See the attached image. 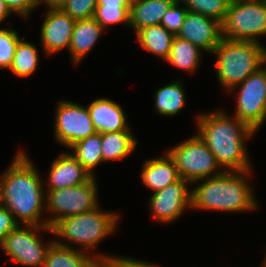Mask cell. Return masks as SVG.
<instances>
[{
	"mask_svg": "<svg viewBox=\"0 0 266 267\" xmlns=\"http://www.w3.org/2000/svg\"><path fill=\"white\" fill-rule=\"evenodd\" d=\"M3 206L2 197H1V191H0V208Z\"/></svg>",
	"mask_w": 266,
	"mask_h": 267,
	"instance_id": "8d00e7d4",
	"label": "cell"
},
{
	"mask_svg": "<svg viewBox=\"0 0 266 267\" xmlns=\"http://www.w3.org/2000/svg\"><path fill=\"white\" fill-rule=\"evenodd\" d=\"M213 53L217 55L218 81L226 91L240 85L252 73L266 65V48L257 42L222 38Z\"/></svg>",
	"mask_w": 266,
	"mask_h": 267,
	"instance_id": "277c9868",
	"label": "cell"
},
{
	"mask_svg": "<svg viewBox=\"0 0 266 267\" xmlns=\"http://www.w3.org/2000/svg\"><path fill=\"white\" fill-rule=\"evenodd\" d=\"M238 87L234 116L246 123L255 132L266 120V66L252 73Z\"/></svg>",
	"mask_w": 266,
	"mask_h": 267,
	"instance_id": "30bf717a",
	"label": "cell"
},
{
	"mask_svg": "<svg viewBox=\"0 0 266 267\" xmlns=\"http://www.w3.org/2000/svg\"><path fill=\"white\" fill-rule=\"evenodd\" d=\"M196 120L197 134L223 170H251L245 141L256 133L253 129L221 110L201 113Z\"/></svg>",
	"mask_w": 266,
	"mask_h": 267,
	"instance_id": "7a4b0ae2",
	"label": "cell"
},
{
	"mask_svg": "<svg viewBox=\"0 0 266 267\" xmlns=\"http://www.w3.org/2000/svg\"><path fill=\"white\" fill-rule=\"evenodd\" d=\"M188 185H191L188 180L180 178L152 194L149 207L156 221L170 223L179 218L185 209L191 208V190Z\"/></svg>",
	"mask_w": 266,
	"mask_h": 267,
	"instance_id": "7c38bea8",
	"label": "cell"
},
{
	"mask_svg": "<svg viewBox=\"0 0 266 267\" xmlns=\"http://www.w3.org/2000/svg\"><path fill=\"white\" fill-rule=\"evenodd\" d=\"M135 34L140 47L163 60L168 59L175 36L172 32L160 24L144 27Z\"/></svg>",
	"mask_w": 266,
	"mask_h": 267,
	"instance_id": "44dd1931",
	"label": "cell"
},
{
	"mask_svg": "<svg viewBox=\"0 0 266 267\" xmlns=\"http://www.w3.org/2000/svg\"><path fill=\"white\" fill-rule=\"evenodd\" d=\"M222 37L257 42L266 34V0H231L221 23Z\"/></svg>",
	"mask_w": 266,
	"mask_h": 267,
	"instance_id": "8992f818",
	"label": "cell"
},
{
	"mask_svg": "<svg viewBox=\"0 0 266 267\" xmlns=\"http://www.w3.org/2000/svg\"><path fill=\"white\" fill-rule=\"evenodd\" d=\"M175 0H136L130 5V25L135 33L147 26L160 25Z\"/></svg>",
	"mask_w": 266,
	"mask_h": 267,
	"instance_id": "ffe728a7",
	"label": "cell"
},
{
	"mask_svg": "<svg viewBox=\"0 0 266 267\" xmlns=\"http://www.w3.org/2000/svg\"><path fill=\"white\" fill-rule=\"evenodd\" d=\"M97 0H67L62 10L75 21L94 17Z\"/></svg>",
	"mask_w": 266,
	"mask_h": 267,
	"instance_id": "f546056e",
	"label": "cell"
},
{
	"mask_svg": "<svg viewBox=\"0 0 266 267\" xmlns=\"http://www.w3.org/2000/svg\"><path fill=\"white\" fill-rule=\"evenodd\" d=\"M18 225L19 223L16 221L12 213L2 206L0 208V244Z\"/></svg>",
	"mask_w": 266,
	"mask_h": 267,
	"instance_id": "836d02e7",
	"label": "cell"
},
{
	"mask_svg": "<svg viewBox=\"0 0 266 267\" xmlns=\"http://www.w3.org/2000/svg\"><path fill=\"white\" fill-rule=\"evenodd\" d=\"M176 36L212 53L223 38L222 25L216 19L188 11Z\"/></svg>",
	"mask_w": 266,
	"mask_h": 267,
	"instance_id": "4fadbf2b",
	"label": "cell"
},
{
	"mask_svg": "<svg viewBox=\"0 0 266 267\" xmlns=\"http://www.w3.org/2000/svg\"><path fill=\"white\" fill-rule=\"evenodd\" d=\"M10 28H0V68H10L18 42L22 39Z\"/></svg>",
	"mask_w": 266,
	"mask_h": 267,
	"instance_id": "f1b7e54d",
	"label": "cell"
},
{
	"mask_svg": "<svg viewBox=\"0 0 266 267\" xmlns=\"http://www.w3.org/2000/svg\"><path fill=\"white\" fill-rule=\"evenodd\" d=\"M250 171H224L218 176L202 179V182L196 181L200 184L191 190V208L221 212L255 210L258 201L248 183Z\"/></svg>",
	"mask_w": 266,
	"mask_h": 267,
	"instance_id": "3957f363",
	"label": "cell"
},
{
	"mask_svg": "<svg viewBox=\"0 0 266 267\" xmlns=\"http://www.w3.org/2000/svg\"><path fill=\"white\" fill-rule=\"evenodd\" d=\"M69 149L91 177H95L93 170L103 162L101 134L96 132L76 142Z\"/></svg>",
	"mask_w": 266,
	"mask_h": 267,
	"instance_id": "603a6c76",
	"label": "cell"
},
{
	"mask_svg": "<svg viewBox=\"0 0 266 267\" xmlns=\"http://www.w3.org/2000/svg\"><path fill=\"white\" fill-rule=\"evenodd\" d=\"M180 6L181 2L179 0H175L170 8L167 9V12L163 15L161 20V25L174 35H177L180 31L184 18L188 12L186 7Z\"/></svg>",
	"mask_w": 266,
	"mask_h": 267,
	"instance_id": "4dcf8cb0",
	"label": "cell"
},
{
	"mask_svg": "<svg viewBox=\"0 0 266 267\" xmlns=\"http://www.w3.org/2000/svg\"><path fill=\"white\" fill-rule=\"evenodd\" d=\"M55 139L69 148L96 133L87 107L72 101H61L55 115Z\"/></svg>",
	"mask_w": 266,
	"mask_h": 267,
	"instance_id": "8fae6325",
	"label": "cell"
},
{
	"mask_svg": "<svg viewBox=\"0 0 266 267\" xmlns=\"http://www.w3.org/2000/svg\"><path fill=\"white\" fill-rule=\"evenodd\" d=\"M38 172L28 155L19 150L0 177L3 207L19 224L47 226V220L41 219L43 210H46V194Z\"/></svg>",
	"mask_w": 266,
	"mask_h": 267,
	"instance_id": "6da1fadb",
	"label": "cell"
},
{
	"mask_svg": "<svg viewBox=\"0 0 266 267\" xmlns=\"http://www.w3.org/2000/svg\"><path fill=\"white\" fill-rule=\"evenodd\" d=\"M99 207L58 220L51 227L52 234L60 238L54 242H62L61 239H65L68 243H78L82 251L90 254L93 248H97V244L111 235V232H115L119 219L117 213L102 211Z\"/></svg>",
	"mask_w": 266,
	"mask_h": 267,
	"instance_id": "5b68a950",
	"label": "cell"
},
{
	"mask_svg": "<svg viewBox=\"0 0 266 267\" xmlns=\"http://www.w3.org/2000/svg\"><path fill=\"white\" fill-rule=\"evenodd\" d=\"M75 20L60 9L46 10L40 39L47 55L69 49Z\"/></svg>",
	"mask_w": 266,
	"mask_h": 267,
	"instance_id": "5bb4252c",
	"label": "cell"
},
{
	"mask_svg": "<svg viewBox=\"0 0 266 267\" xmlns=\"http://www.w3.org/2000/svg\"><path fill=\"white\" fill-rule=\"evenodd\" d=\"M96 177L87 182L68 188L51 190L46 193V211L52 214L47 218L50 228L60 219L91 211L99 206Z\"/></svg>",
	"mask_w": 266,
	"mask_h": 267,
	"instance_id": "ba28073f",
	"label": "cell"
},
{
	"mask_svg": "<svg viewBox=\"0 0 266 267\" xmlns=\"http://www.w3.org/2000/svg\"><path fill=\"white\" fill-rule=\"evenodd\" d=\"M98 267H157V265L132 257L106 255L98 260Z\"/></svg>",
	"mask_w": 266,
	"mask_h": 267,
	"instance_id": "1f68e13d",
	"label": "cell"
},
{
	"mask_svg": "<svg viewBox=\"0 0 266 267\" xmlns=\"http://www.w3.org/2000/svg\"><path fill=\"white\" fill-rule=\"evenodd\" d=\"M167 153L177 167L180 178L191 184L225 171L198 134L169 149Z\"/></svg>",
	"mask_w": 266,
	"mask_h": 267,
	"instance_id": "52a82bcc",
	"label": "cell"
},
{
	"mask_svg": "<svg viewBox=\"0 0 266 267\" xmlns=\"http://www.w3.org/2000/svg\"><path fill=\"white\" fill-rule=\"evenodd\" d=\"M103 31L93 17L75 21L68 49L74 64L80 62L91 51Z\"/></svg>",
	"mask_w": 266,
	"mask_h": 267,
	"instance_id": "d6986e66",
	"label": "cell"
},
{
	"mask_svg": "<svg viewBox=\"0 0 266 267\" xmlns=\"http://www.w3.org/2000/svg\"><path fill=\"white\" fill-rule=\"evenodd\" d=\"M64 242H54L46 255L43 267H98L105 254L91 255Z\"/></svg>",
	"mask_w": 266,
	"mask_h": 267,
	"instance_id": "e0dca14e",
	"label": "cell"
},
{
	"mask_svg": "<svg viewBox=\"0 0 266 267\" xmlns=\"http://www.w3.org/2000/svg\"><path fill=\"white\" fill-rule=\"evenodd\" d=\"M181 81L169 83L155 93V111L159 115L174 116L183 109L186 103L185 92Z\"/></svg>",
	"mask_w": 266,
	"mask_h": 267,
	"instance_id": "cb8c5ba5",
	"label": "cell"
},
{
	"mask_svg": "<svg viewBox=\"0 0 266 267\" xmlns=\"http://www.w3.org/2000/svg\"><path fill=\"white\" fill-rule=\"evenodd\" d=\"M13 14H19L24 19L37 7V0H4Z\"/></svg>",
	"mask_w": 266,
	"mask_h": 267,
	"instance_id": "d6a6232c",
	"label": "cell"
},
{
	"mask_svg": "<svg viewBox=\"0 0 266 267\" xmlns=\"http://www.w3.org/2000/svg\"><path fill=\"white\" fill-rule=\"evenodd\" d=\"M265 257H266V256H265ZM264 261H265V262L262 263V264H263L262 266L266 267V258L264 259Z\"/></svg>",
	"mask_w": 266,
	"mask_h": 267,
	"instance_id": "f35d334b",
	"label": "cell"
},
{
	"mask_svg": "<svg viewBox=\"0 0 266 267\" xmlns=\"http://www.w3.org/2000/svg\"><path fill=\"white\" fill-rule=\"evenodd\" d=\"M11 11L8 8L4 0H0V23L3 22L7 17L11 15Z\"/></svg>",
	"mask_w": 266,
	"mask_h": 267,
	"instance_id": "d590c367",
	"label": "cell"
},
{
	"mask_svg": "<svg viewBox=\"0 0 266 267\" xmlns=\"http://www.w3.org/2000/svg\"><path fill=\"white\" fill-rule=\"evenodd\" d=\"M38 63L39 56L36 46L21 39L18 42L13 61L9 69L15 74V76L25 78L36 71Z\"/></svg>",
	"mask_w": 266,
	"mask_h": 267,
	"instance_id": "4316f807",
	"label": "cell"
},
{
	"mask_svg": "<svg viewBox=\"0 0 266 267\" xmlns=\"http://www.w3.org/2000/svg\"><path fill=\"white\" fill-rule=\"evenodd\" d=\"M143 185L156 192L180 179L173 160L166 152L162 157L144 162L140 173Z\"/></svg>",
	"mask_w": 266,
	"mask_h": 267,
	"instance_id": "ac0fdd59",
	"label": "cell"
},
{
	"mask_svg": "<svg viewBox=\"0 0 266 267\" xmlns=\"http://www.w3.org/2000/svg\"><path fill=\"white\" fill-rule=\"evenodd\" d=\"M103 162L121 160L136 149L137 140L132 131L101 134Z\"/></svg>",
	"mask_w": 266,
	"mask_h": 267,
	"instance_id": "7402d4cb",
	"label": "cell"
},
{
	"mask_svg": "<svg viewBox=\"0 0 266 267\" xmlns=\"http://www.w3.org/2000/svg\"><path fill=\"white\" fill-rule=\"evenodd\" d=\"M200 51L203 50L193 45L188 40L181 39L175 35L166 62L168 61L176 68L191 73L199 66L202 55Z\"/></svg>",
	"mask_w": 266,
	"mask_h": 267,
	"instance_id": "d4e9b609",
	"label": "cell"
},
{
	"mask_svg": "<svg viewBox=\"0 0 266 267\" xmlns=\"http://www.w3.org/2000/svg\"><path fill=\"white\" fill-rule=\"evenodd\" d=\"M105 30L117 23L130 25V4L126 0H97L93 17Z\"/></svg>",
	"mask_w": 266,
	"mask_h": 267,
	"instance_id": "484cf974",
	"label": "cell"
},
{
	"mask_svg": "<svg viewBox=\"0 0 266 267\" xmlns=\"http://www.w3.org/2000/svg\"><path fill=\"white\" fill-rule=\"evenodd\" d=\"M94 129L97 133L130 131L126 114L116 102L99 98L87 106Z\"/></svg>",
	"mask_w": 266,
	"mask_h": 267,
	"instance_id": "2e32d148",
	"label": "cell"
},
{
	"mask_svg": "<svg viewBox=\"0 0 266 267\" xmlns=\"http://www.w3.org/2000/svg\"><path fill=\"white\" fill-rule=\"evenodd\" d=\"M66 1L67 0H37V7L44 3L47 9H60Z\"/></svg>",
	"mask_w": 266,
	"mask_h": 267,
	"instance_id": "e575fe53",
	"label": "cell"
},
{
	"mask_svg": "<svg viewBox=\"0 0 266 267\" xmlns=\"http://www.w3.org/2000/svg\"><path fill=\"white\" fill-rule=\"evenodd\" d=\"M188 11L223 22L231 0H179Z\"/></svg>",
	"mask_w": 266,
	"mask_h": 267,
	"instance_id": "83f0119b",
	"label": "cell"
},
{
	"mask_svg": "<svg viewBox=\"0 0 266 267\" xmlns=\"http://www.w3.org/2000/svg\"><path fill=\"white\" fill-rule=\"evenodd\" d=\"M90 178L91 175L70 152L61 153L51 164L45 192L81 185Z\"/></svg>",
	"mask_w": 266,
	"mask_h": 267,
	"instance_id": "9a60e30c",
	"label": "cell"
},
{
	"mask_svg": "<svg viewBox=\"0 0 266 267\" xmlns=\"http://www.w3.org/2000/svg\"><path fill=\"white\" fill-rule=\"evenodd\" d=\"M130 5L136 2V0H126Z\"/></svg>",
	"mask_w": 266,
	"mask_h": 267,
	"instance_id": "74e56055",
	"label": "cell"
},
{
	"mask_svg": "<svg viewBox=\"0 0 266 267\" xmlns=\"http://www.w3.org/2000/svg\"><path fill=\"white\" fill-rule=\"evenodd\" d=\"M40 230L52 233L49 226L19 224L5 237L0 247L16 264L43 267L47 252L54 240L43 245L39 236Z\"/></svg>",
	"mask_w": 266,
	"mask_h": 267,
	"instance_id": "9c48e42d",
	"label": "cell"
}]
</instances>
